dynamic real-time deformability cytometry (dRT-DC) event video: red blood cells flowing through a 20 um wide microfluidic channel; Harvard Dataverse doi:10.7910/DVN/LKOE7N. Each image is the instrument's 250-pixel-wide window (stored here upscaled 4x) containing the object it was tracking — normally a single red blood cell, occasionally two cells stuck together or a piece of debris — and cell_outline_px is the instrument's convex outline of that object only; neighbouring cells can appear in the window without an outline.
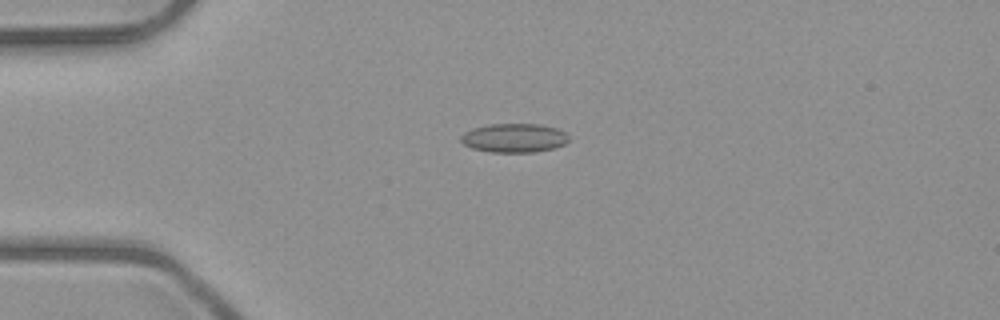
{"species": "common noctule bat (a hibernating species)", "species_latin": "Nyctalus noctula", "temperature_condition": "room temperature", "stored_images_in_passage": 40, "camera_frame_rate_fps": 3000, "um_per_image_px": 0.085, "animal": {"sex": "male", "body_mass_g": 23.1, "forearm_length_mm": 52.7}, "frame": {"image": 1, "passage_image": 1, "time_ms": 0.0, "image_size_px": [1000, 320], "cell_outline_px": [[568, 140], [564, 144], [556, 148], [532, 152], [488, 152], [472, 148], [464, 144], [460, 140], [460, 136], [464, 132], [472, 128], [488, 124], [540, 124], [556, 128], [564, 132], [568, 136]], "centroid_in_image_um": [43.67, 11.72], "position_along_channel_um": 41.3, "area_um2": 18.26}}
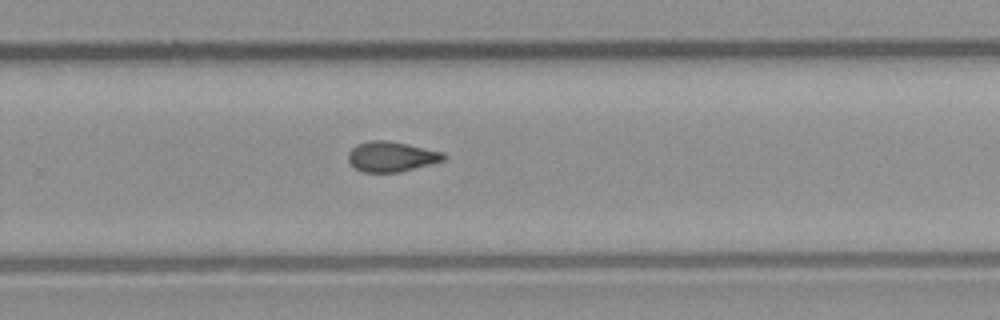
{"frame": {"image": 2, "passage_image": 22, "time_ms": 7.0, "image_size_px": [1000, 320], "cell_outline_px": [[448, 156], [444, 160], [400, 172], [364, 172], [356, 168], [348, 160], [348, 152], [356, 144], [372, 140], [388, 140], [408, 144], [444, 152]], "centroid_in_image_um": [33.28, 13.3], "position_along_channel_um": 296.5, "area_um2": 16.76}}
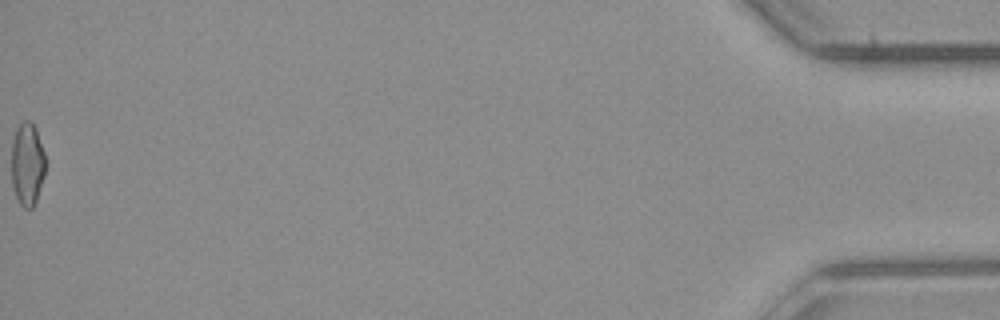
{"frame": {"image": 3, "passage_image": 40, "time_ms": 13.0, "image_size_px": [1000, 320], "cell_outline_px": [[44, 176], [36, 200], [32, 208], [24, 208], [20, 204], [16, 196], [12, 184], [12, 140], [16, 128], [24, 120], [32, 120], [36, 128], [44, 152]], "centroid_in_image_um": [2.31, 13.91], "position_along_channel_um": 432.9, "area_um2": 16.36}, "authors_computed_cell_mechanics": {"area_um2": 16.6464, "velocity_mm_per_s": 4.0404, "shape_relaxation_time_tau1_ms": null, "shape_relaxation_time_tau2_ms": 2.4539, "deformation_change_tau1": null, "deformation_change_tau2": 0.0848}}